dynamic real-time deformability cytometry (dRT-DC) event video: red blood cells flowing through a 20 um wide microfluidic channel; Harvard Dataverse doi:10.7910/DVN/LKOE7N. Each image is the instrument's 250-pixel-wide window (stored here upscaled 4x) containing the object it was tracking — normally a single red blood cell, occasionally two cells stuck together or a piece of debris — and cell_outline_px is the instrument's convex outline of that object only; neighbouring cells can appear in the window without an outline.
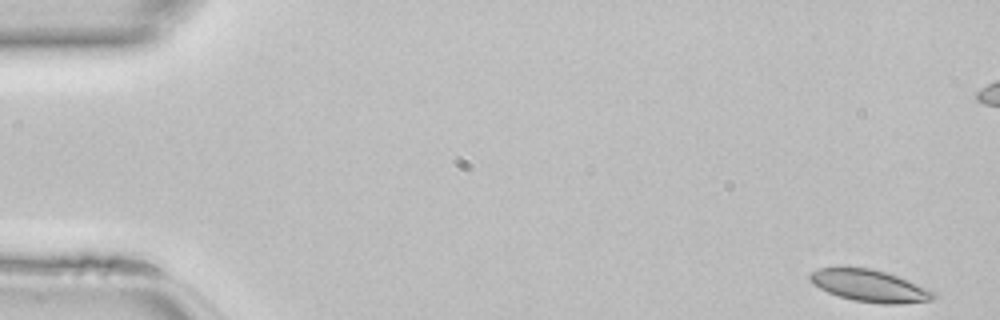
{"species": "common noctule bat (a hibernating species)", "species_latin": "Nyctalus noctula", "temperature_condition": "room temperature", "stored_images_in_passage": 46, "camera_frame_rate_fps": 3000, "um_per_image_px": 0.085, "animal": {"sex": "female", "body_mass_g": 22.7, "forearm_length_mm": 54.2}, "frame": {"image": 1, "passage_image": 1, "time_ms": 0.0, "image_size_px": [1000, 320], "cell_outline_px": [[936, 296], [932, 300], [900, 304], [884, 304], [856, 300], [840, 296], [828, 292], [812, 284], [808, 276], [812, 272], [820, 268], [872, 268], [888, 272], [928, 288], [936, 292]], "centroid_in_image_um": [73.97, 24.29], "position_along_channel_um": 11.0, "area_um2": 22.89}}
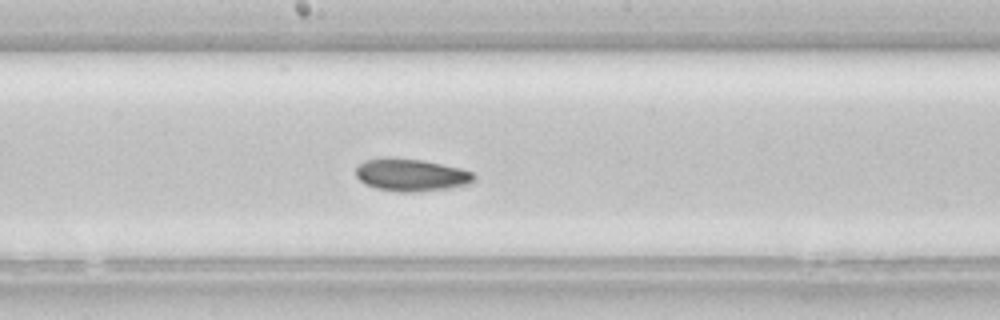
{"frame": {"image": 2, "passage_image": 24, "time_ms": 7.667, "image_size_px": [1000, 320], "cell_outline_px": [[476, 176], [472, 184], [448, 188], [408, 192], [404, 192], [376, 188], [364, 184], [356, 176], [356, 168], [364, 160], [388, 156], [420, 160], [460, 168], [472, 172]], "centroid_in_image_um": [34.93, 14.86], "position_along_channel_um": 213.3, "area_um2": 22.31}}
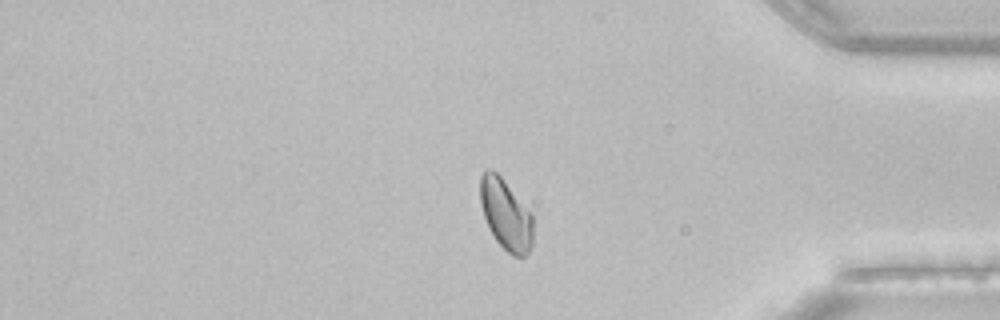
{"frame": {"image": 3, "passage_image": 38, "time_ms": 12.333, "image_size_px": [1000, 320], "cell_outline_px": [[532, 248], [528, 256], [512, 256], [496, 240], [488, 228], [480, 204], [480, 176], [488, 168], [492, 168], [504, 180], [532, 212]], "centroid_in_image_um": [43.0, 18.23], "position_along_channel_um": 392.2, "area_um2": 22.02}}